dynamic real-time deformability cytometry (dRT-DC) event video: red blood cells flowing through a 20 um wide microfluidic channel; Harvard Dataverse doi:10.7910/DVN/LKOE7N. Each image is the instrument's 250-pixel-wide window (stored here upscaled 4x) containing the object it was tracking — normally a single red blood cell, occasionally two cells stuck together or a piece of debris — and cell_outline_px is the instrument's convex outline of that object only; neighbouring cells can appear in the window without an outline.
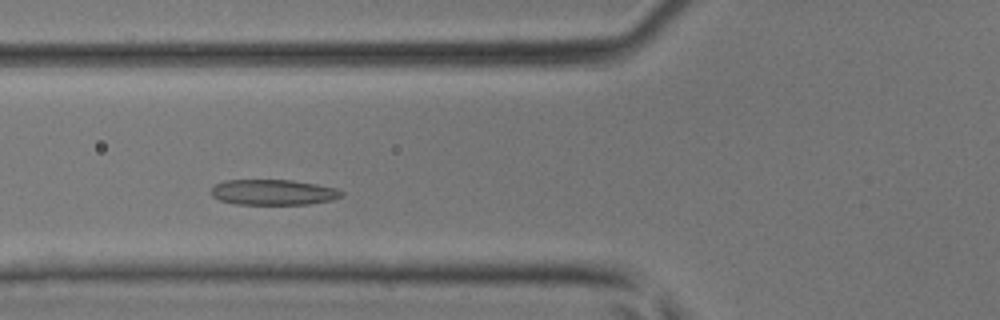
{"species": "common noctule bat (a hibernating species)", "species_latin": "Nyctalus noctula", "temperature_condition": "room temperature", "stored_images_in_passage": 35, "camera_frame_rate_fps": 3000, "um_per_image_px": 0.085, "animal": {"sex": "male", "body_mass_g": 17.9, "forearm_length_mm": 54.2}, "frame": {"image": 1, "passage_image": 8, "time_ms": 2.333, "image_size_px": [1000, 320], "cell_outline_px": [[344, 196], [332, 200], [308, 204], [236, 204], [220, 200], [212, 196], [208, 192], [212, 184], [224, 180], [292, 180], [316, 184], [336, 188], [344, 192]], "centroid_in_image_um": [23.18, 16.33], "position_along_channel_um": 102.6, "area_um2": 19.65}}
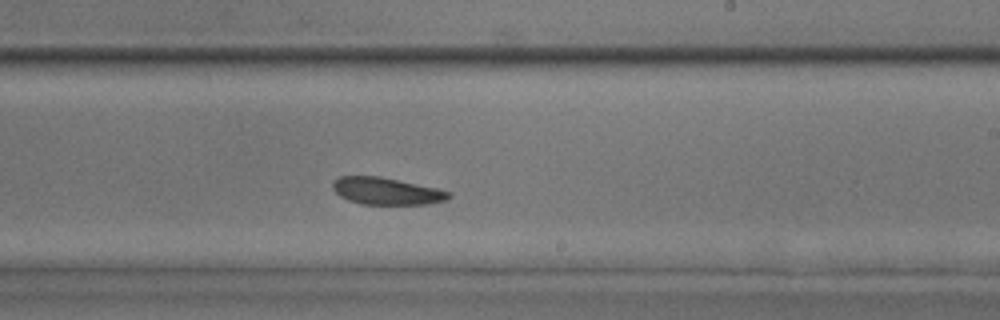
{"frame": {"image": 2, "passage_image": 18, "time_ms": 5.667, "image_size_px": [1000, 320], "cell_outline_px": [[452, 196], [448, 200], [428, 204], [360, 204], [348, 200], [340, 196], [332, 188], [332, 184], [340, 176], [380, 176], [436, 188], [452, 192]], "centroid_in_image_um": [32.88, 16.25], "position_along_channel_um": 256.1, "area_um2": 18.32}}
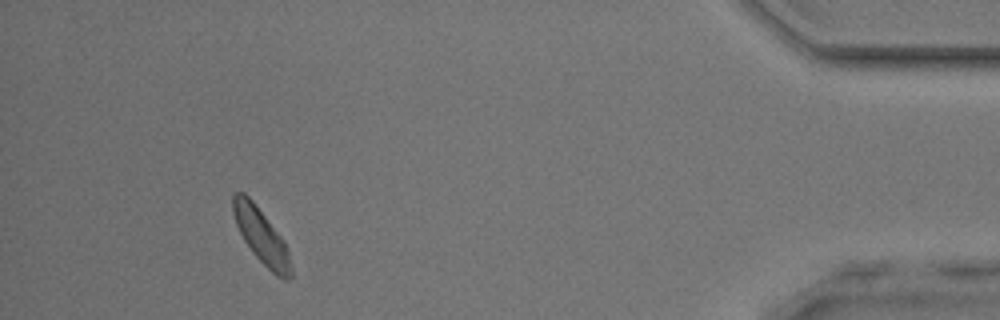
{"frame": {"image": 3, "passage_image": 32, "time_ms": 10.333, "image_size_px": [1000, 320], "cell_outline_px": [[292, 276], [288, 280], [284, 280], [276, 276], [252, 252], [244, 240], [236, 224], [232, 212], [232, 196], [236, 192], [244, 192], [252, 200], [284, 240], [288, 248], [292, 268]], "centroid_in_image_um": [22.23, 20.08], "position_along_channel_um": 413.0, "area_um2": 18.5}}